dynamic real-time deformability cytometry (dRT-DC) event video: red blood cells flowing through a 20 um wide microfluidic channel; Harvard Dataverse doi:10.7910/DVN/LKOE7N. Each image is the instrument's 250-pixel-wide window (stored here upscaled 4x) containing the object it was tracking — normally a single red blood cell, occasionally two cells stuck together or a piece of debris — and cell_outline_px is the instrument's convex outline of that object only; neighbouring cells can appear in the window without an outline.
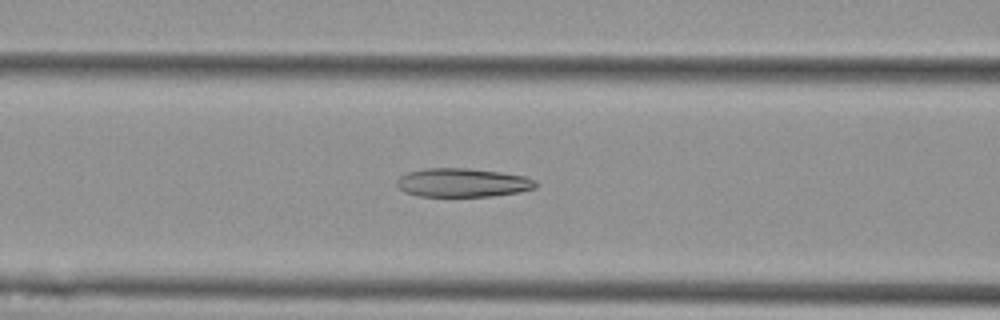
{"species": "Egyptian fruit bat (a non-hibernating species)", "species_latin": "Rousettus aegyptiacus", "temperature_condition": "cold", "stored_images_in_passage": 49, "camera_frame_rate_fps": 3000, "um_per_image_px": 0.085, "animal": {"sex": "female"}, "frame": {"image": 1, "passage_image": 16, "time_ms": 5.0, "image_size_px": [1000, 320], "cell_outline_px": [[536, 188], [520, 192], [492, 196], [420, 196], [404, 192], [396, 184], [396, 180], [400, 176], [408, 172], [424, 168], [468, 168], [500, 172], [524, 176], [536, 180]], "centroid_in_image_um": [39.32, 15.52], "position_along_channel_um": 127.3, "area_um2": 23.29}}
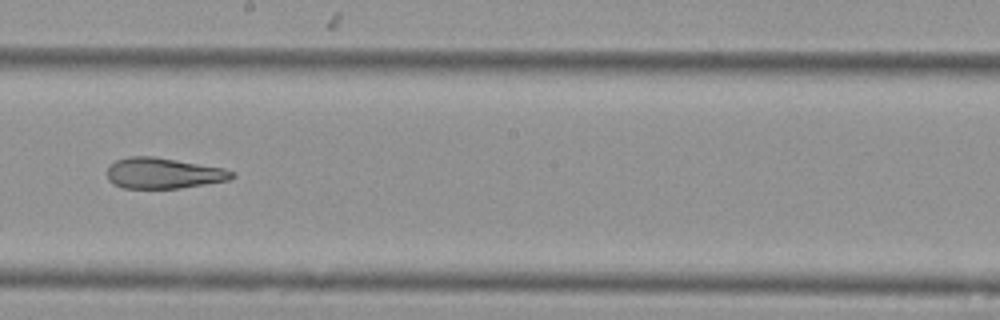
{"frame": {"image": 2, "passage_image": 25, "time_ms": 8.0, "image_size_px": [1000, 320], "cell_outline_px": [[236, 176], [228, 180], [180, 188], [120, 188], [112, 184], [108, 180], [108, 168], [116, 160], [128, 156], [152, 156], [224, 168], [236, 172]], "centroid_in_image_um": [13.88, 14.72], "position_along_channel_um": 234.3, "area_um2": 22.37}}
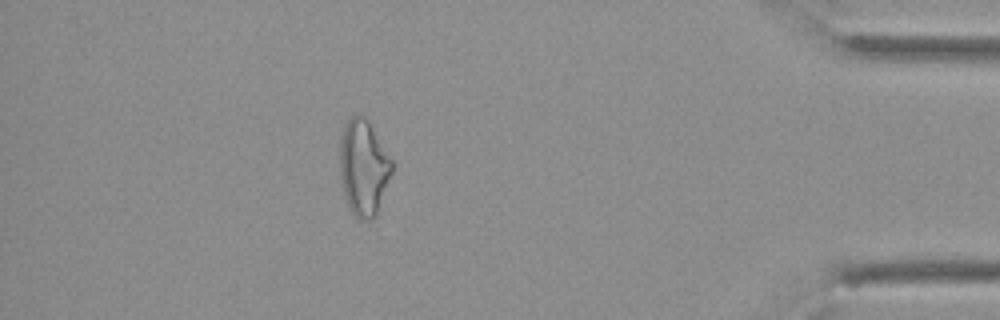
{"frame": {"image": 3, "passage_image": 43, "time_ms": 14.0, "image_size_px": [1000, 320], "cell_outline_px": [[396, 164], [376, 216], [372, 220], [356, 220], [348, 208], [344, 196], [340, 176], [340, 140], [344, 124], [352, 116], [364, 116], [368, 120]], "centroid_in_image_um": [30.92, 14.29], "position_along_channel_um": 404.3, "area_um2": 29.82}, "authors_computed_cell_mechanics": {"area_um2": 25.5476, "velocity_mm_per_s": 3.5805, "shape_relaxation_time_tau1_ms": null, "shape_relaxation_time_tau2_ms": 2.5285, "deformation_change_tau1": null, "deformation_change_tau2": 0.1088}}